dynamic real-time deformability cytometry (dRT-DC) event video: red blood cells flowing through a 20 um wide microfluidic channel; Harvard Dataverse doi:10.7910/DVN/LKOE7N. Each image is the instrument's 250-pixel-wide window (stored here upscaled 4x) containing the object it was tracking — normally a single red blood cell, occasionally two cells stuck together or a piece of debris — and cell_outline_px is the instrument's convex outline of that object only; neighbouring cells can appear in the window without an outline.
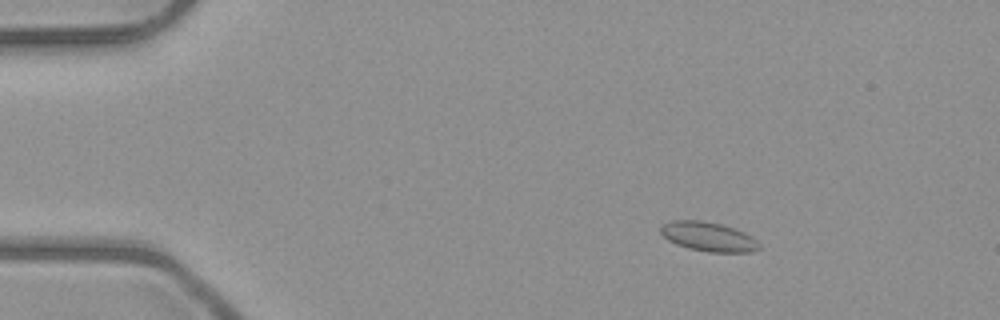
{"species": "common noctule bat (a hibernating species)", "species_latin": "Nyctalus noctula", "temperature_condition": "room temperature", "stored_images_in_passage": 5, "camera_frame_rate_fps": 3000, "um_per_image_px": 0.085, "animal": {"sex": "male", "body_mass_g": 23.1, "forearm_length_mm": 52.7}, "frame": {"image": 1, "passage_image": 2, "time_ms": 1.0, "image_size_px": [1000, 320], "cell_outline_px": [[760, 248], [752, 252], [708, 252], [688, 248], [676, 244], [668, 240], [660, 232], [660, 224], [672, 220], [700, 220], [724, 224], [744, 232], [752, 236], [760, 244]], "centroid_in_image_um": [60.2, 20.1], "position_along_channel_um": 24.8, "area_um2": 17.05}}